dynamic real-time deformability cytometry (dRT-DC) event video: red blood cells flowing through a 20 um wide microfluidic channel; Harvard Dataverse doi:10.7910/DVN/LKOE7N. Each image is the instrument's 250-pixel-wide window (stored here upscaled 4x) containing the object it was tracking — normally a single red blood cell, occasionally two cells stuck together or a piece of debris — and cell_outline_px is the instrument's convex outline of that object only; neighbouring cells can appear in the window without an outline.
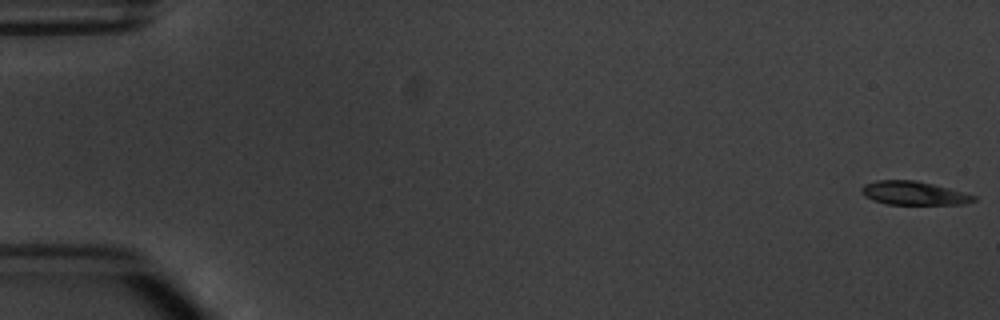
{"species": "common noctule bat (a hibernating species)", "species_latin": "Nyctalus noctula", "temperature_condition": "warm", "stored_images_in_passage": 5, "camera_frame_rate_fps": 3000, "um_per_image_px": 0.085, "animal": {"sex": "male", "body_mass_g": 20.1, "forearm_length_mm": 53.5}, "frame": {"image": 1, "passage_image": 1, "time_ms": 0.0, "image_size_px": [1000, 320], "cell_outline_px": [[976, 200], [964, 204], [888, 204], [872, 200], [864, 196], [860, 192], [860, 188], [864, 184], [876, 180], [916, 180], [948, 188], [976, 196]], "centroid_in_image_um": [77.61, 16.41], "position_along_channel_um": 7.4, "area_um2": 15.37}}
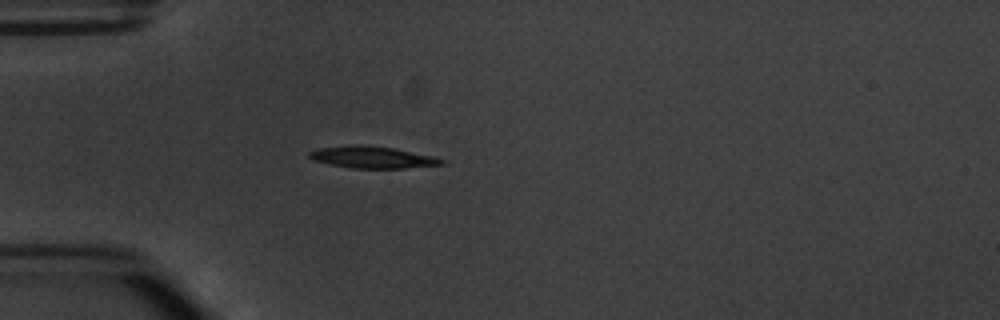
{"frame": {"image": 2, "passage_image": 5, "time_ms": 5.0, "image_size_px": [1000, 320], "cell_outline_px": [[444, 164], [404, 168], [352, 168], [312, 160], [308, 156], [308, 152], [320, 148], [348, 144], [364, 144], [392, 148], [432, 156], [444, 160]], "centroid_in_image_um": [31.6, 13.35], "position_along_channel_um": 53.4, "area_um2": 16.7}}